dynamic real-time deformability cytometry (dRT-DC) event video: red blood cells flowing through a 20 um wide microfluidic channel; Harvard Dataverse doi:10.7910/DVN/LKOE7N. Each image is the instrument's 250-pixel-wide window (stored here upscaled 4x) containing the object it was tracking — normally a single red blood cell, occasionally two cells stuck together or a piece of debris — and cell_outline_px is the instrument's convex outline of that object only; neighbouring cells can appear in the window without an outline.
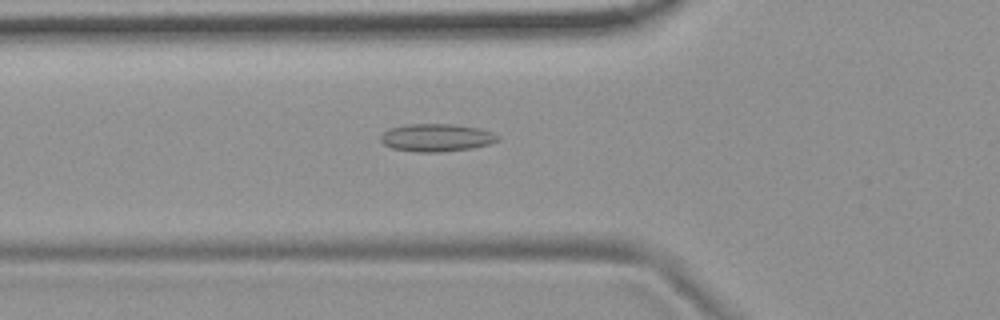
{"species": "common noctule bat (a hibernating species)", "species_latin": "Nyctalus noctula", "temperature_condition": "room temperature", "stored_images_in_passage": 54, "camera_frame_rate_fps": 3000, "um_per_image_px": 0.085, "animal": {"sex": "female", "body_mass_g": 19.9}, "frame": {"image": 1, "passage_image": 19, "time_ms": 6.0, "image_size_px": [1000, 320], "cell_outline_px": [[500, 140], [488, 144], [472, 148], [440, 152], [420, 152], [392, 148], [384, 144], [380, 140], [380, 136], [388, 128], [408, 124], [452, 124], [480, 128], [492, 132], [500, 136]], "centroid_in_image_um": [37.11, 11.69], "position_along_channel_um": 88.7, "area_um2": 18.96}}
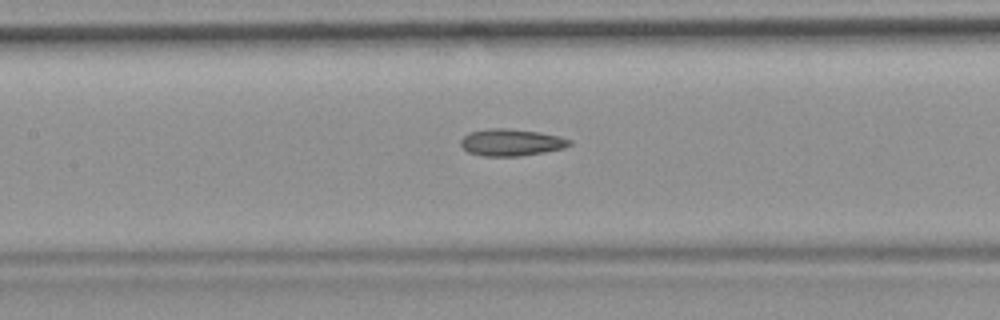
{"frame": {"image": 2, "passage_image": 25, "time_ms": 8.0, "image_size_px": [1000, 320], "cell_outline_px": [[572, 144], [564, 148], [544, 152], [520, 156], [480, 156], [468, 152], [460, 144], [460, 140], [468, 132], [488, 128], [504, 128], [540, 132], [560, 136], [572, 140]], "centroid_in_image_um": [43.45, 12.1], "position_along_channel_um": 164.0, "area_um2": 17.22}}
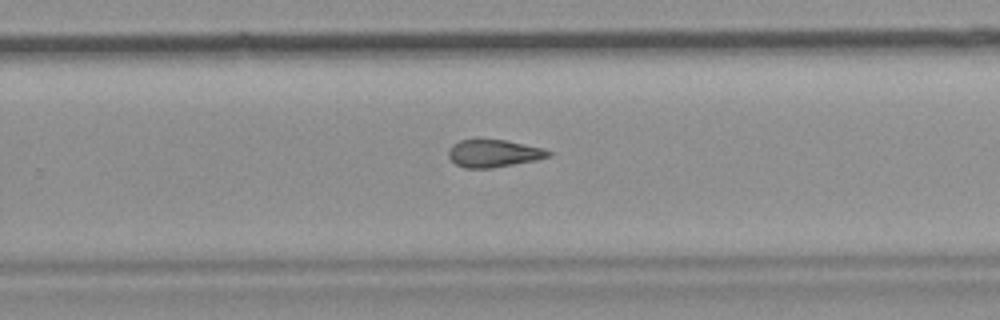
{"frame": {"image": 3, "passage_image": 35, "time_ms": 11.333, "image_size_px": [1000, 320], "cell_outline_px": [[552, 156], [536, 160], [492, 168], [464, 168], [456, 164], [448, 156], [448, 148], [452, 144], [460, 140], [476, 136], [504, 140], [544, 148], [552, 152]], "centroid_in_image_um": [41.92, 12.99], "position_along_channel_um": 287.9, "area_um2": 16.65}, "authors_computed_cell_mechanics": {"area_um2": 17.0221, "velocity_mm_per_s": 3.7416, "shape_relaxation_time_tau1_ms": null, "shape_relaxation_time_tau2_ms": 4.1615, "deformation_change_tau1": null, "deformation_change_tau2": 0.1348}}